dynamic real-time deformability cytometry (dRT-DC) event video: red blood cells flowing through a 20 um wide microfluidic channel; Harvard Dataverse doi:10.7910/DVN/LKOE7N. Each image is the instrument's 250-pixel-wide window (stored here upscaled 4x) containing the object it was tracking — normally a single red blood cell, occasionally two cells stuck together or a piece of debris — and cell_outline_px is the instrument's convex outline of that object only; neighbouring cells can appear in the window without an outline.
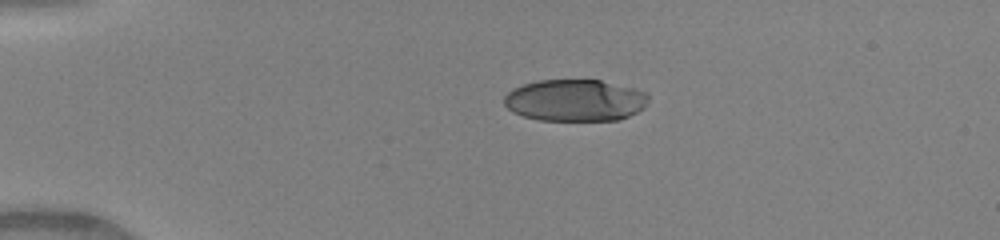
{"species": "human", "species_latin": "Homo sapiens", "temperature_condition": "warm", "stored_images_in_passage": 39, "camera_frame_rate_fps": 3000, "um_per_image_px": 0.085, "donor": {"sex": "female"}, "frame": {"image": 1, "passage_image": 1, "time_ms": 0.0, "image_size_px": [1000, 240], "cell_outline_px": [[648, 100], [644, 108], [620, 120], [540, 120], [524, 116], [512, 112], [504, 104], [504, 96], [512, 88], [536, 80], [600, 80], [636, 88], [644, 92], [648, 96]], "centroid_in_image_um": [48.88, 8.52], "position_along_channel_um": 36.1, "area_um2": 35.26}}
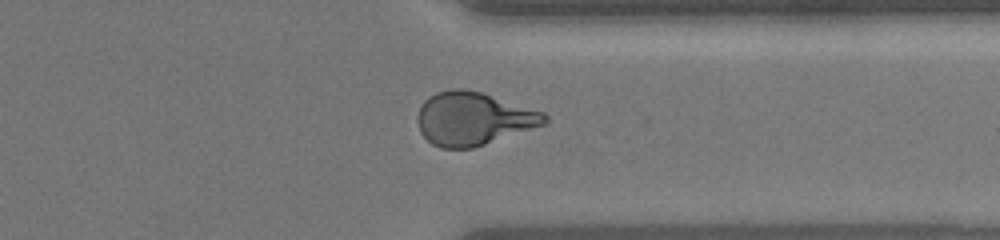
{"frame": {"image": 2, "passage_image": 29, "time_ms": 9.333, "image_size_px": [1000, 240], "cell_outline_px": [[548, 120], [544, 124], [472, 148], [440, 148], [432, 144], [420, 132], [416, 120], [420, 108], [424, 100], [428, 96], [436, 92], [452, 88], [464, 88], [480, 92], [544, 112], [548, 116]], "centroid_in_image_um": [40.19, 10.07], "position_along_channel_um": 371.2, "area_um2": 39.07}}
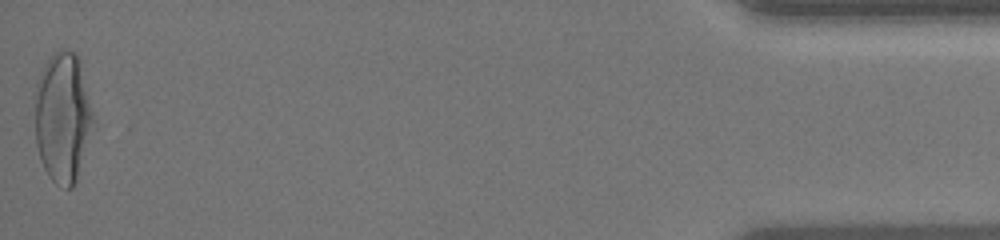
{"frame": {"image": 3, "passage_image": 39, "time_ms": 12.667, "image_size_px": [1000, 240], "cell_outline_px": [[92, 120], [76, 180], [72, 188], [68, 188], [56, 184], [48, 176], [44, 168], [36, 144], [36, 84], [52, 52], [60, 48], [76, 52], [80, 60], [92, 112]], "centroid_in_image_um": [5.31, 9.93], "position_along_channel_um": 429.9, "area_um2": 43.0}, "authors_computed_cell_mechanics": {"area_um2": 38.7838, "velocity_mm_per_s": 4.1719, "shape_relaxation_time_tau1_ms": 5.5306, "shape_relaxation_time_tau2_ms": 0.8726, "deformation_change_tau1": 0.2417, "deformation_change_tau2": 0.0889}}